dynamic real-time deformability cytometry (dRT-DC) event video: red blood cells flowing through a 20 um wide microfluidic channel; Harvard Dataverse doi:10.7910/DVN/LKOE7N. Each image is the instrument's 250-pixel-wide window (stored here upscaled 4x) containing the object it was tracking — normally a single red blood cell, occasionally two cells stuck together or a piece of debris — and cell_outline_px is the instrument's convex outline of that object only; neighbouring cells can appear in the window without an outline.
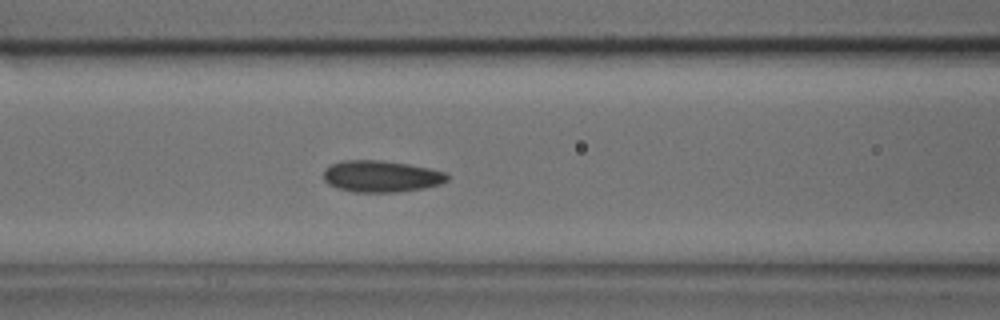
{"species": "common noctule bat (a hibernating species)", "species_latin": "Nyctalus noctula", "temperature_condition": "cold", "stored_images_in_passage": 38, "camera_frame_rate_fps": 3000, "um_per_image_px": 0.085, "animal": {"sex": "male", "body_mass_g": 17.9, "forearm_length_mm": 54.2}, "frame": {"image": 1, "passage_image": 17, "time_ms": 5.333, "image_size_px": [1000, 320], "cell_outline_px": [[448, 180], [440, 184], [424, 188], [396, 192], [352, 192], [336, 188], [328, 184], [324, 180], [324, 168], [332, 164], [344, 160], [380, 160], [408, 164], [448, 172]], "centroid_in_image_um": [32.39, 14.99], "position_along_channel_um": 134.2, "area_um2": 22.89}}